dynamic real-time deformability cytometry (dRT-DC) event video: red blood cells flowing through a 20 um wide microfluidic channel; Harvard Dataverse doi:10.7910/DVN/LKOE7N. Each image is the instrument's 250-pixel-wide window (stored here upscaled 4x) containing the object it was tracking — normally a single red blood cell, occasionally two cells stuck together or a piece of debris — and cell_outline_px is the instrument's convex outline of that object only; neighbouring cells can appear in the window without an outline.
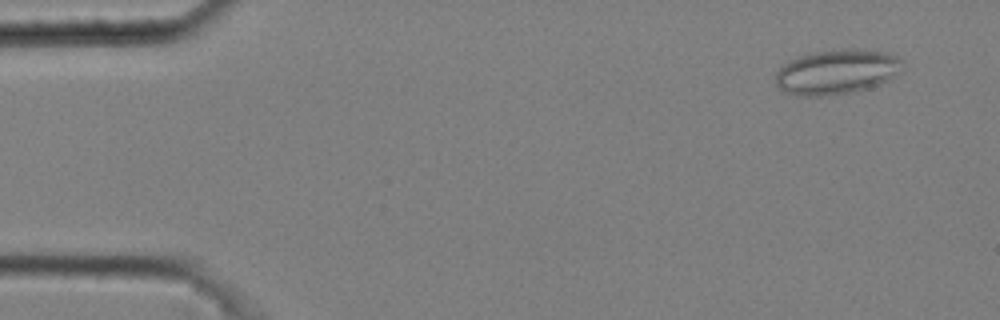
{"species": "common noctule bat (a hibernating species)", "species_latin": "Nyctalus noctula", "temperature_condition": "cold", "stored_images_in_passage": 4, "camera_frame_rate_fps": 3000, "um_per_image_px": 0.085, "animal": {"sex": "male", "body_mass_g": 20.4}, "frame": {"image": 1, "passage_image": 1, "time_ms": 0.0, "image_size_px": [1000, 320], "cell_outline_px": [[904, 60], [892, 76], [888, 80], [880, 84], [868, 88], [852, 92], [820, 96], [796, 96], [780, 88], [776, 84], [776, 72], [788, 60], [812, 52], [840, 48], [864, 48], [892, 52]], "centroid_in_image_um": [71.13, 6.07], "position_along_channel_um": 13.9, "area_um2": 33.41}}